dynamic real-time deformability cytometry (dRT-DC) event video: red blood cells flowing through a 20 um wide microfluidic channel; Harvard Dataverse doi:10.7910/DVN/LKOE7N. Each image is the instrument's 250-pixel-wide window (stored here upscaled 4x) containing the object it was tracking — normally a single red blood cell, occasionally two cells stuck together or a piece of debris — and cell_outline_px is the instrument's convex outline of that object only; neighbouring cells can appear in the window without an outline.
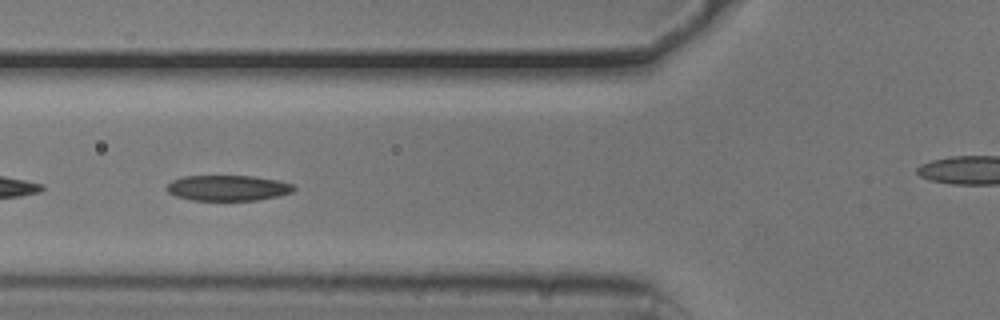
{"species": "common noctule bat (a hibernating species)", "species_latin": "Nyctalus noctula", "temperature_condition": "cold", "stored_images_in_passage": 24, "camera_frame_rate_fps": 3000, "um_per_image_px": 0.085, "animal": {"sex": "male", "body_mass_g": 20.5, "forearm_length_mm": 52.5}, "frame": {"image": 1, "passage_image": 8, "time_ms": 2.333, "image_size_px": [1000, 320], "cell_outline_px": [[296, 188], [292, 192], [260, 200], [192, 200], [176, 196], [168, 192], [164, 188], [172, 180], [184, 176], [252, 176], [276, 180], [292, 184]], "centroid_in_image_um": [19.34, 15.98], "position_along_channel_um": 106.5, "area_um2": 18.84}}
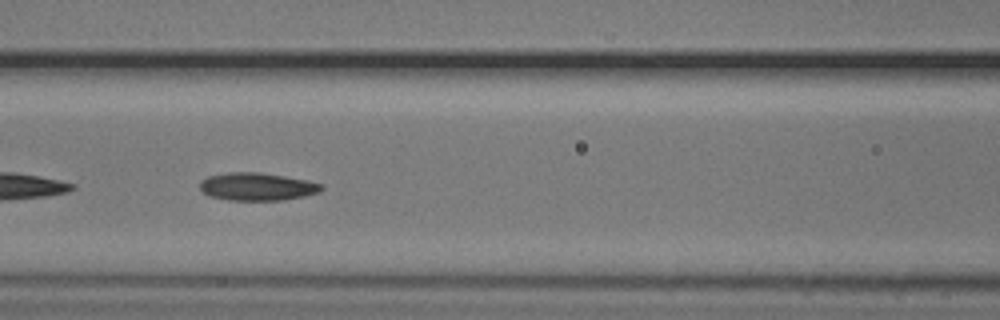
{"frame": {"image": 2, "passage_image": 11, "time_ms": 3.333, "image_size_px": [1000, 320], "cell_outline_px": [[324, 188], [320, 192], [304, 196], [284, 200], [228, 200], [208, 196], [200, 188], [200, 180], [208, 176], [228, 172], [260, 172], [308, 180], [324, 184]], "centroid_in_image_um": [21.87, 15.86], "position_along_channel_um": 144.7, "area_um2": 19.88}}